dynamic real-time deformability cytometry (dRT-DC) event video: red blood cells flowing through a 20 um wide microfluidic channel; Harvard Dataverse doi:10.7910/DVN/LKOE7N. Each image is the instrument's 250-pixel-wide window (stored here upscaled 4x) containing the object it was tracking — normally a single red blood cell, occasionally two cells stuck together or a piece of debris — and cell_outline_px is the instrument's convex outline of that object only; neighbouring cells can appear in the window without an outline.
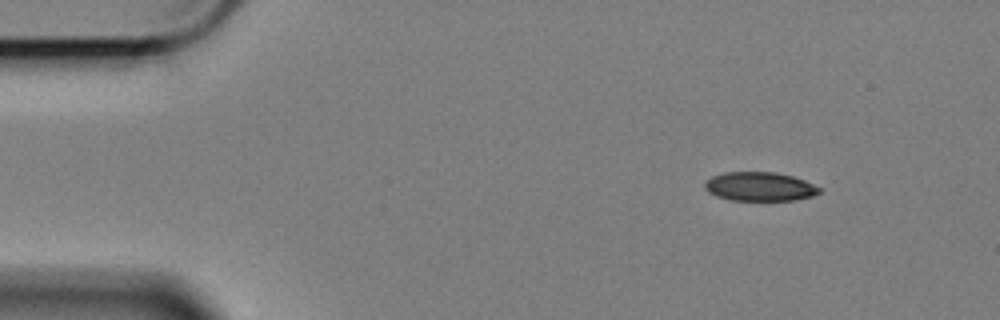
{"species": "Egyptian fruit bat (a non-hibernating species)", "species_latin": "Rousettus aegyptiacus", "temperature_condition": "cold", "stored_images_in_passage": 52, "camera_frame_rate_fps": 3000, "um_per_image_px": 0.085, "animal": {"sex": "female"}, "frame": {"image": 1, "passage_image": 1, "time_ms": 0.0, "image_size_px": [1000, 320], "cell_outline_px": [[824, 188], [820, 192], [812, 196], [796, 200], [732, 200], [716, 196], [708, 192], [704, 188], [704, 180], [712, 176], [724, 172], [776, 172], [792, 176], [804, 180]], "centroid_in_image_um": [64.57, 15.85], "position_along_channel_um": 20.4, "area_um2": 19.54}}
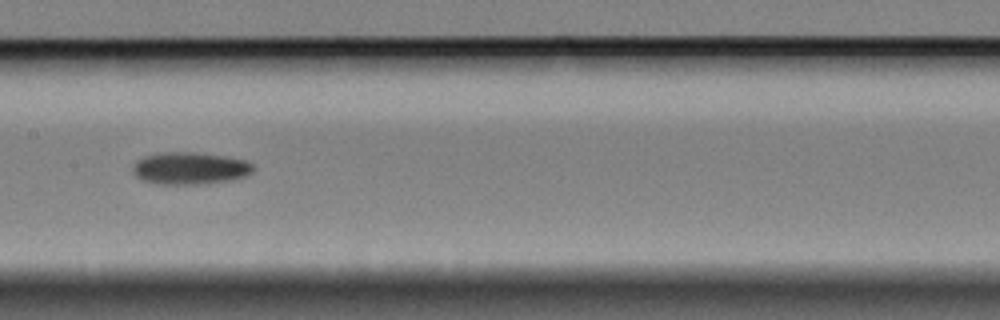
{"frame": {"image": 2, "passage_image": 23, "time_ms": 7.333, "image_size_px": [1000, 320], "cell_outline_px": [[256, 168], [252, 172], [244, 176], [232, 180], [208, 184], [160, 184], [140, 180], [132, 172], [132, 164], [136, 160], [144, 156], [160, 152], [196, 152], [224, 156], [244, 160], [252, 164]], "centroid_in_image_um": [16.11, 14.3], "position_along_channel_um": 191.3, "area_um2": 22.95}}
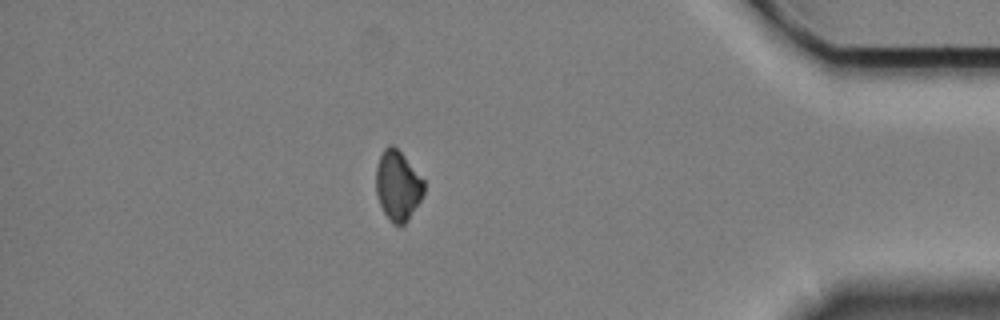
{"frame": {"image": 3, "passage_image": 45, "time_ms": 14.667, "image_size_px": [1000, 320], "cell_outline_px": [[424, 192], [420, 200], [408, 220], [404, 224], [392, 224], [384, 212], [380, 204], [376, 192], [376, 164], [384, 148], [388, 144], [392, 144], [404, 156], [424, 180]], "centroid_in_image_um": [33.8, 15.76], "position_along_channel_um": 401.4, "area_um2": 19.36}, "authors_computed_cell_mechanics": {"area_um2": 21.1837, "velocity_mm_per_s": 3.4021, "shape_relaxation_time_tau1_ms": 2.9742, "shape_relaxation_time_tau2_ms": null, "deformation_change_tau1": 0.119, "deformation_change_tau2": null}}